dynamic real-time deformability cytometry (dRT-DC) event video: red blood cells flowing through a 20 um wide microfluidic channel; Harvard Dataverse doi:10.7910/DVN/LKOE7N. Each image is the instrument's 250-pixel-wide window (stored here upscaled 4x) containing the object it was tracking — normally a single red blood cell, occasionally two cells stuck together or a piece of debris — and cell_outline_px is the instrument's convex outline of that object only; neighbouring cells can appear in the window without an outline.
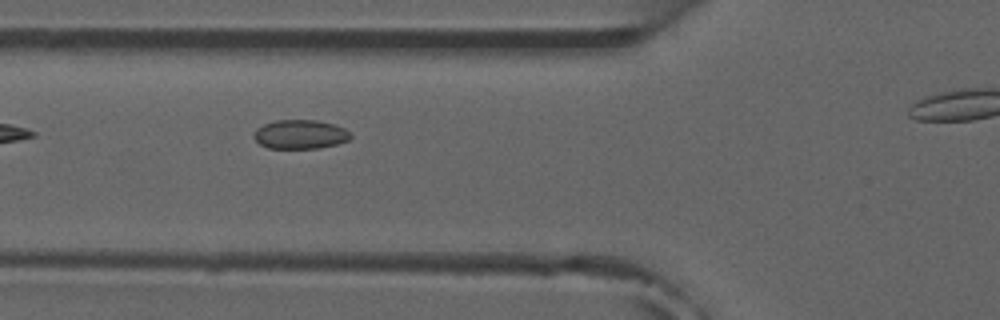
{"species": "common noctule bat (a hibernating species)", "species_latin": "Nyctalus noctula", "temperature_condition": "room temperature", "stored_images_in_passage": 8, "camera_frame_rate_fps": 3000, "um_per_image_px": 0.085, "animal": {"sex": "male", "forearm_length_mm": 52.5}, "frame": {"image": 1, "passage_image": 5, "time_ms": 4.667, "image_size_px": [1000, 320], "cell_outline_px": [[352, 136], [348, 140], [336, 144], [320, 148], [268, 148], [260, 144], [252, 136], [256, 128], [264, 124], [276, 120], [316, 120], [332, 124], [344, 128]], "centroid_in_image_um": [25.49, 11.42], "position_along_channel_um": 100.3, "area_um2": 16.3}}
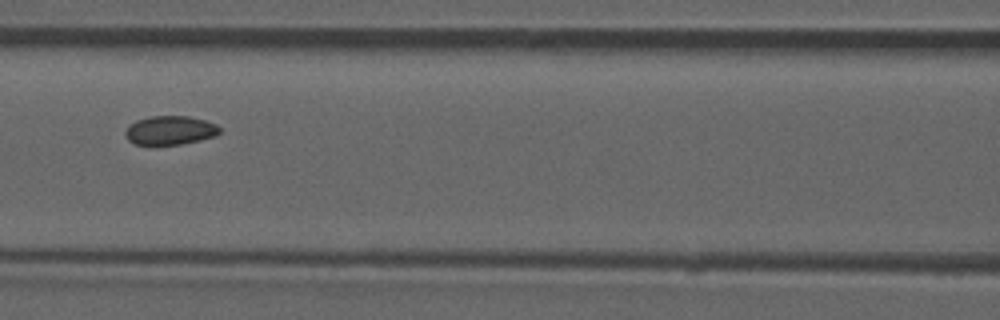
{"frame": {"image": 2, "passage_image": 6, "time_ms": 6.0, "image_size_px": [1000, 320], "cell_outline_px": [[220, 132], [216, 136], [200, 140], [180, 144], [136, 144], [128, 140], [124, 132], [128, 124], [136, 120], [152, 116], [188, 116], [204, 120], [216, 124], [220, 128]], "centroid_in_image_um": [14.45, 11.07], "position_along_channel_um": 152.2, "area_um2": 15.84}}